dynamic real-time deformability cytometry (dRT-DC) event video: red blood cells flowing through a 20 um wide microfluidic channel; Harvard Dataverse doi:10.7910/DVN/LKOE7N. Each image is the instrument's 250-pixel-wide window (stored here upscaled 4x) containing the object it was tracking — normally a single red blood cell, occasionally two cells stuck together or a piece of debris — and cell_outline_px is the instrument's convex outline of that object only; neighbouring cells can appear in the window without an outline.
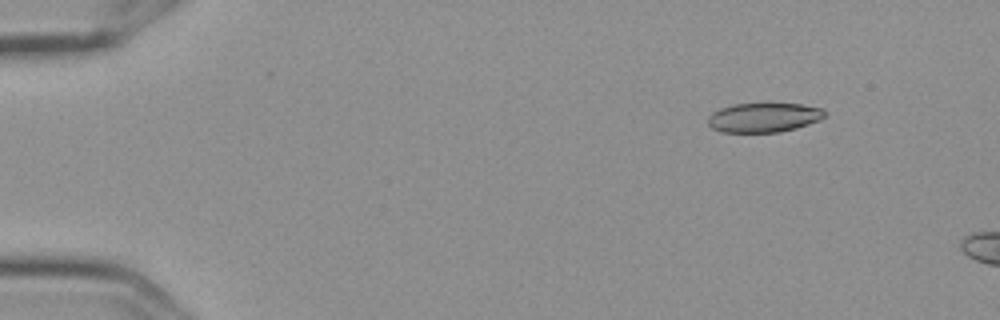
{"species": "Egyptian fruit bat (a non-hibernating species)", "species_latin": "Rousettus aegyptiacus", "temperature_condition": "cold", "stored_images_in_passage": 4, "camera_frame_rate_fps": 3000, "um_per_image_px": 0.085, "frame": {"image": 1, "passage_image": 2, "time_ms": 0.333, "image_size_px": [1000, 320], "cell_outline_px": [[828, 116], [820, 120], [796, 128], [780, 132], [720, 132], [712, 128], [708, 124], [708, 116], [712, 112], [720, 108], [732, 104], [768, 100], [804, 104], [820, 108], [828, 112]], "centroid_in_image_um": [64.96, 9.93], "position_along_channel_um": 20.0, "area_um2": 21.21}}